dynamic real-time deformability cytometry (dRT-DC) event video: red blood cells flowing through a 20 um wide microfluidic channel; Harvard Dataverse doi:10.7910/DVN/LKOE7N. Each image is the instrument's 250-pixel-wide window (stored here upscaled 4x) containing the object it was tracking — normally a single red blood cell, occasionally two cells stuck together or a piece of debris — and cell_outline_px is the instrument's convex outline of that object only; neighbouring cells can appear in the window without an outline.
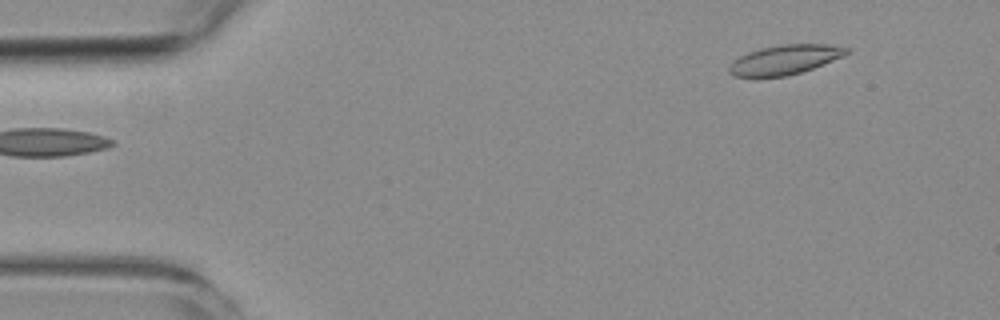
{"species": "common noctule bat (a hibernating species)", "species_latin": "Nyctalus noctula", "temperature_condition": "room temperature", "stored_images_in_passage": 5, "segment_of_instrument_passage": [2, 2], "camera_frame_rate_fps": 3000, "um_per_image_px": 0.085, "animal": {"sex": "female", "body_mass_g": 19.3, "forearm_length_mm": 54.1}, "frame": {"image": 1, "passage_image": 5, "time_ms": 5.333, "image_size_px": [1000, 320], "cell_outline_px": [[848, 52], [844, 56], [812, 68], [788, 76], [736, 76], [728, 72], [728, 68], [740, 56], [748, 52], [760, 48], [784, 44], [828, 44], [848, 48]], "centroid_in_image_um": [66.73, 5.06], "position_along_channel_um": 18.3, "area_um2": 19.77}}